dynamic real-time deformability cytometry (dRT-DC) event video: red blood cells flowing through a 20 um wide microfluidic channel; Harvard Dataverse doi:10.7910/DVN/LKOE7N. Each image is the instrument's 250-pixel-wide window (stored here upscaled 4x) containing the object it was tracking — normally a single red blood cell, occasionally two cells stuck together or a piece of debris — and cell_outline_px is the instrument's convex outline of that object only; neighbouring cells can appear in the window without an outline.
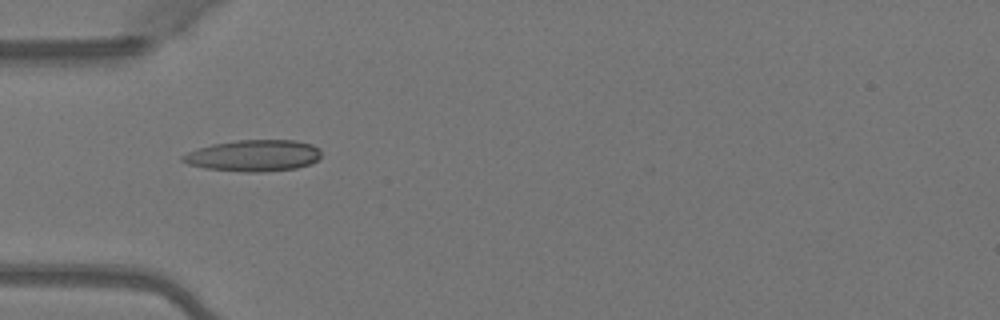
{"species": "Egyptian fruit bat (a non-hibernating species)", "species_latin": "Rousettus aegyptiacus", "temperature_condition": "warm", "stored_images_in_passage": 4, "camera_frame_rate_fps": 3000, "um_per_image_px": 0.085, "animal": {"sex": "female"}, "frame": {"image": 1, "passage_image": 1, "time_ms": 0.0, "image_size_px": [1000, 320], "cell_outline_px": [[320, 156], [316, 160], [308, 164], [296, 168], [260, 172], [244, 172], [204, 168], [188, 164], [180, 160], [180, 156], [188, 152], [212, 144], [236, 140], [296, 140], [312, 144], [320, 148]], "centroid_in_image_um": [21.54, 13.22], "position_along_channel_um": 63.5, "area_um2": 25.37}}
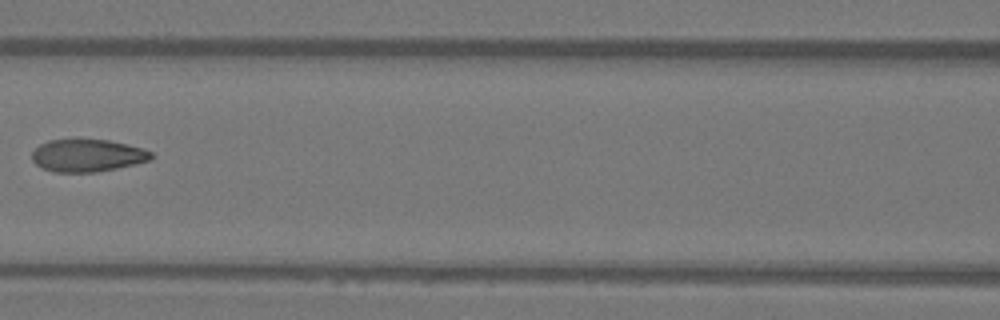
{"frame": {"image": 2, "passage_image": 3, "time_ms": 0.667, "image_size_px": [1000, 320], "cell_outline_px": [[152, 156], [148, 160], [136, 164], [96, 172], [52, 172], [36, 164], [32, 160], [32, 152], [40, 144], [48, 140], [108, 140], [128, 144], [144, 148], [152, 152]], "centroid_in_image_um": [7.43, 13.22], "position_along_channel_um": 159.2, "area_um2": 22.43}}
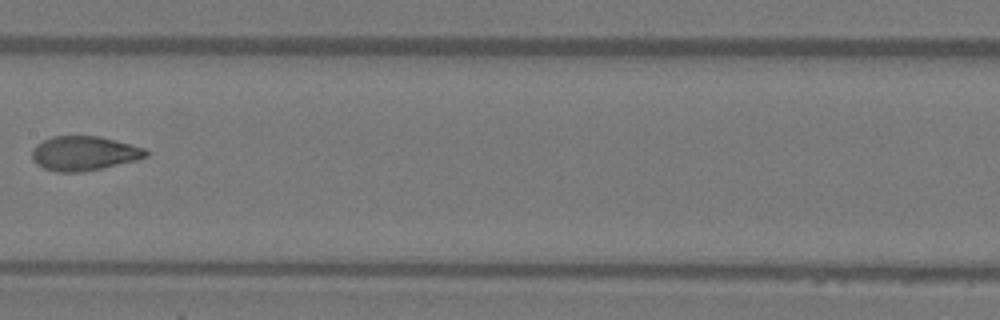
{"frame": {"image": 3, "passage_image": 4, "time_ms": 1.0, "image_size_px": [1000, 320], "cell_outline_px": [[148, 156], [136, 160], [100, 168], [80, 172], [56, 172], [44, 168], [36, 164], [32, 160], [32, 148], [36, 144], [52, 136], [100, 136], [116, 140], [144, 148], [148, 152]], "centroid_in_image_um": [7.11, 13.03], "position_along_channel_um": 200.3, "area_um2": 22.77}}